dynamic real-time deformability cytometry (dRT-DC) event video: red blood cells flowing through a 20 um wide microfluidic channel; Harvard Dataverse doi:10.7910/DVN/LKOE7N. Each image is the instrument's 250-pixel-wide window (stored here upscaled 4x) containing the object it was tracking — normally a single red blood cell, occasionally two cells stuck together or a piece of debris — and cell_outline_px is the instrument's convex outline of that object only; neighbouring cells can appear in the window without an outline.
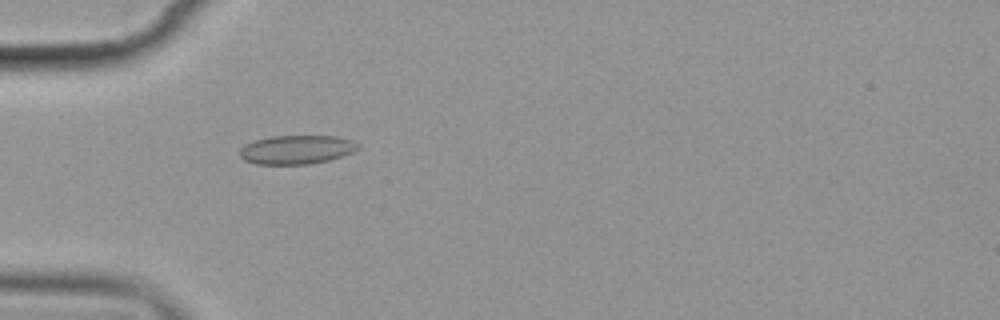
{"species": "common noctule bat (a hibernating species)", "species_latin": "Nyctalus noctula", "temperature_condition": "cold", "stored_images_in_passage": 8, "camera_frame_rate_fps": 3000, "um_per_image_px": 0.085, "animal": {"sex": "female", "body_mass_g": 19.9}, "frame": {"image": 1, "passage_image": 6, "time_ms": 5.667, "image_size_px": [1000, 320], "cell_outline_px": [[360, 148], [352, 152], [328, 160], [308, 164], [256, 164], [244, 160], [240, 156], [240, 148], [244, 144], [252, 140], [272, 136], [336, 136], [352, 140], [360, 144]], "centroid_in_image_um": [25.18, 12.71], "position_along_channel_um": 59.8, "area_um2": 19.94}}
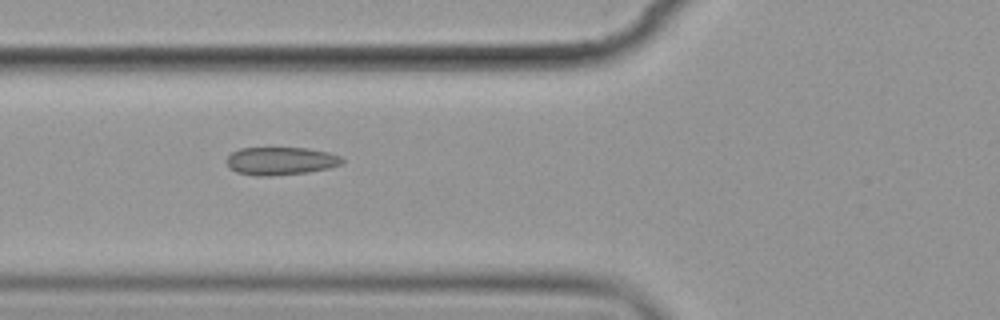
{"frame": {"image": 2, "passage_image": 7, "time_ms": 7.0, "image_size_px": [1000, 320], "cell_outline_px": [[344, 160], [340, 164], [328, 168], [308, 172], [272, 176], [256, 176], [236, 172], [228, 168], [224, 160], [232, 152], [240, 148], [308, 148], [328, 152], [340, 156]], "centroid_in_image_um": [23.8, 13.69], "position_along_channel_um": 102.0, "area_um2": 18.96}}
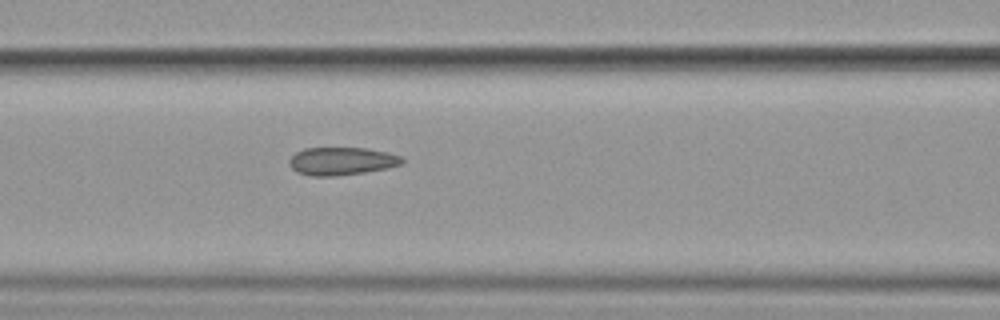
{"frame": {"image": 3, "passage_image": 8, "time_ms": 8.0, "image_size_px": [1000, 320], "cell_outline_px": [[404, 160], [400, 164], [388, 168], [364, 172], [336, 176], [308, 176], [296, 172], [288, 164], [288, 160], [296, 152], [304, 148], [364, 148], [388, 152], [404, 156]], "centroid_in_image_um": [29.02, 13.7], "position_along_channel_um": 137.6, "area_um2": 18.5}}